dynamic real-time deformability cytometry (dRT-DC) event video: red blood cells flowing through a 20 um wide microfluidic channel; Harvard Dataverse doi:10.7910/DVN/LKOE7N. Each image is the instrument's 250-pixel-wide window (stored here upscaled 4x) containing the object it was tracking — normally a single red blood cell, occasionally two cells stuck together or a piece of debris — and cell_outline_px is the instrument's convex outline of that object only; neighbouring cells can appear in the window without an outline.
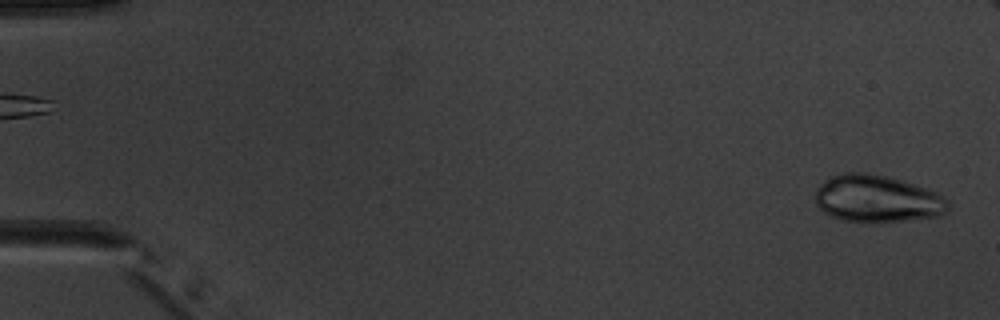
{"species": "common noctule bat (a hibernating species)", "species_latin": "Nyctalus noctula", "temperature_condition": "warm", "stored_images_in_passage": 5, "segment_of_instrument_passage": [2, 2], "camera_frame_rate_fps": 3000, "um_per_image_px": 0.085, "animal": {"sex": "male", "body_mass_g": 20.1, "forearm_length_mm": 53.5}, "frame": {"image": 1, "passage_image": 5, "time_ms": 4.667, "image_size_px": [1000, 320], "cell_outline_px": [[948, 208], [940, 216], [880, 224], [840, 220], [824, 212], [816, 204], [816, 188], [820, 184], [832, 176], [844, 172], [864, 172], [888, 176], [936, 192], [948, 200]], "centroid_in_image_um": [74.54, 16.92], "position_along_channel_um": 10.5, "area_um2": 36.88}}